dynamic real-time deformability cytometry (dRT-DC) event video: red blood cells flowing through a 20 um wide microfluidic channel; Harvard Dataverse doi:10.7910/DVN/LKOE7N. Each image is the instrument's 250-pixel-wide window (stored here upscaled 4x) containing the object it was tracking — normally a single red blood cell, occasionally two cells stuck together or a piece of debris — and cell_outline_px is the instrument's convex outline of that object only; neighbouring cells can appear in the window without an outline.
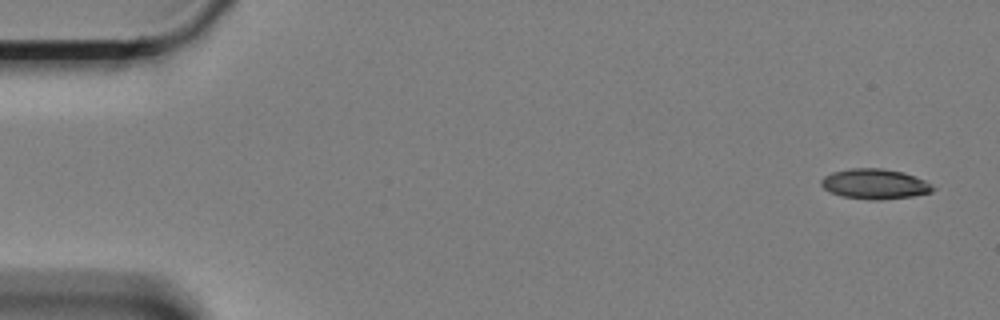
{"species": "Egyptian fruit bat (a non-hibernating species)", "species_latin": "Rousettus aegyptiacus", "temperature_condition": "cold", "stored_images_in_passage": 14, "camera_frame_rate_fps": 3000, "um_per_image_px": 0.085, "animal": {"sex": "female"}, "frame": {"image": 1, "passage_image": 1, "time_ms": 0.0, "image_size_px": [1000, 320], "cell_outline_px": [[936, 188], [932, 192], [912, 196], [880, 200], [868, 200], [840, 196], [828, 192], [820, 184], [820, 180], [824, 176], [832, 172], [852, 168], [880, 168], [904, 172], [924, 180]], "centroid_in_image_um": [74.32, 15.64], "position_along_channel_um": 10.7, "area_um2": 19.77}}
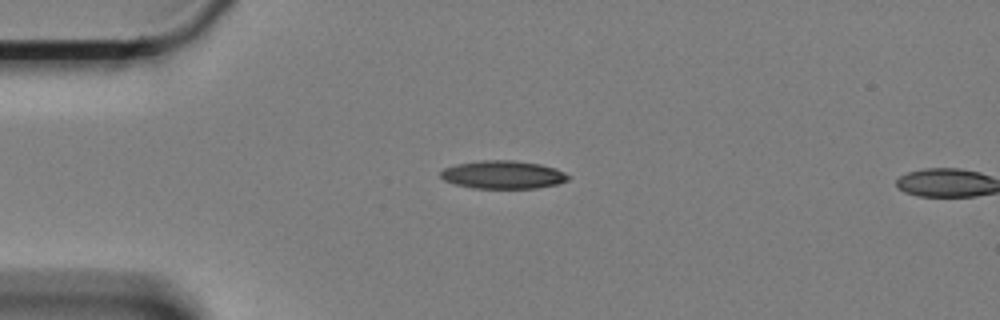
{"frame": {"image": 2, "passage_image": 13, "time_ms": 4.0, "image_size_px": [1000, 320], "cell_outline_px": [[572, 176], [568, 180], [556, 184], [536, 188], [472, 188], [456, 184], [444, 180], [440, 176], [440, 172], [444, 168], [456, 164], [480, 160], [512, 160], [540, 164], [556, 168]], "centroid_in_image_um": [42.76, 14.84], "position_along_channel_um": 42.2, "area_um2": 20.92}}